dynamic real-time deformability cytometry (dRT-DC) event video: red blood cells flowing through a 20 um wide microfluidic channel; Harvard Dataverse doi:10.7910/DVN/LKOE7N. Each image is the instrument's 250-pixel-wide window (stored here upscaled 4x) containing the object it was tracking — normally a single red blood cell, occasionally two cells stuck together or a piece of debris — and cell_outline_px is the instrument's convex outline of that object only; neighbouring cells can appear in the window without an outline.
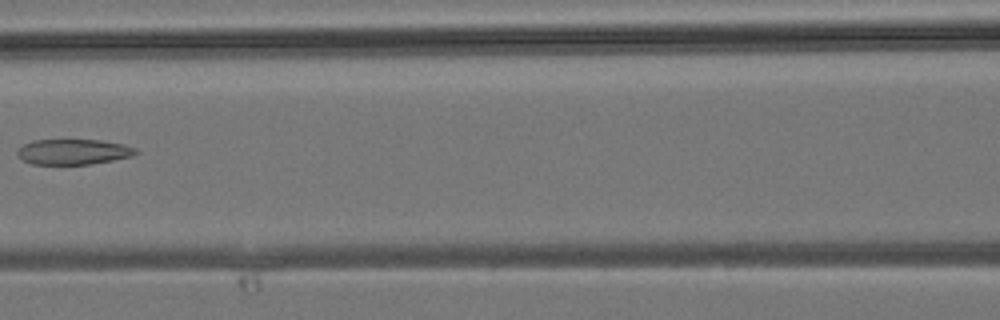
{"species": "common noctule bat (a hibernating species)", "species_latin": "Nyctalus noctula", "temperature_condition": "room temperature", "stored_images_in_passage": 3, "camera_frame_rate_fps": 3000, "um_per_image_px": 0.085, "animal": {"sex": "male", "body_mass_g": 19.2, "forearm_length_mm": 51.8}, "frame": {"image": 1, "passage_image": 3, "time_ms": 0.667, "image_size_px": [1000, 320], "cell_outline_px": [[140, 152], [132, 156], [92, 164], [32, 164], [24, 160], [16, 152], [24, 144], [32, 140], [100, 140], [124, 144], [136, 148]], "centroid_in_image_um": [6.28, 12.9], "position_along_channel_um": 160.3, "area_um2": 17.46}}